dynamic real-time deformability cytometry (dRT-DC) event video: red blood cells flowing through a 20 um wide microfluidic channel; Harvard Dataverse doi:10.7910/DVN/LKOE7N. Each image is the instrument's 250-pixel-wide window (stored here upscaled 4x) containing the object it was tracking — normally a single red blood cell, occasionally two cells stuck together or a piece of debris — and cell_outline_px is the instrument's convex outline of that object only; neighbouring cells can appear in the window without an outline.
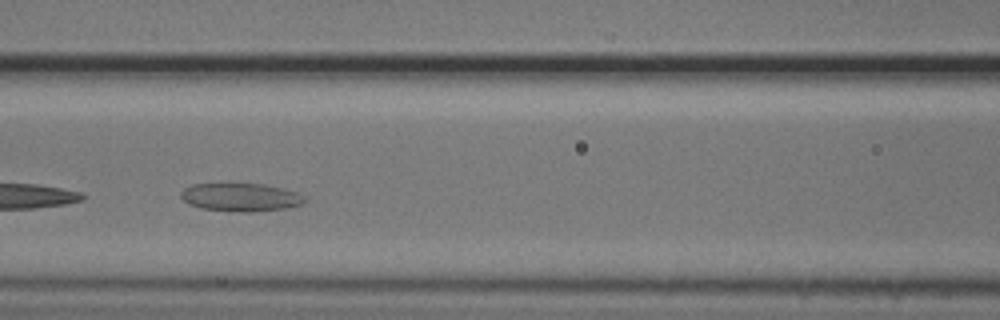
{"species": "common noctule bat (a hibernating species)", "species_latin": "Nyctalus noctula", "temperature_condition": "cold", "stored_images_in_passage": 29, "camera_frame_rate_fps": 3000, "um_per_image_px": 0.085, "animal": {"sex": "male", "body_mass_g": 20.5, "forearm_length_mm": 52.5}, "frame": {"image": 1, "passage_image": 16, "time_ms": 5.0, "image_size_px": [1000, 320], "cell_outline_px": [[308, 200], [300, 204], [288, 208], [252, 212], [244, 212], [200, 208], [184, 200], [180, 196], [180, 192], [184, 188], [192, 184], [264, 184], [296, 192]], "centroid_in_image_um": [20.46, 16.77], "position_along_channel_um": 146.1, "area_um2": 20.06}}